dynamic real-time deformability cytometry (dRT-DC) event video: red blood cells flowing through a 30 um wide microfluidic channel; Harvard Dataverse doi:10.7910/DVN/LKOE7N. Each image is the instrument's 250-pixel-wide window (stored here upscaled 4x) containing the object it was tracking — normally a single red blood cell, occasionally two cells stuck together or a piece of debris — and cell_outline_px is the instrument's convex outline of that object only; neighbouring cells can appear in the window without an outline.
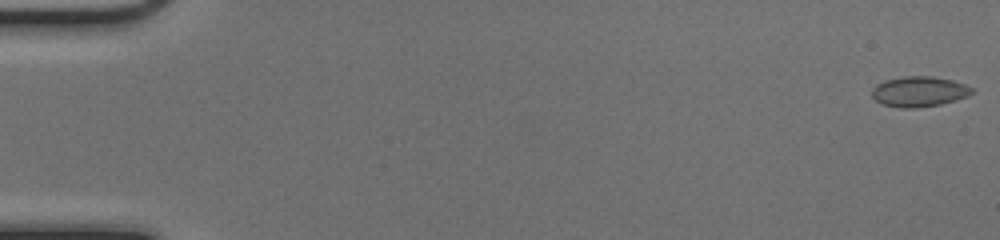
{"species": "common noctule bat (a hibernating species)", "species_latin": "Nyctalus noctula", "temperature_condition": "cold", "stored_images_in_passage": 51, "camera_frame_rate_fps": 3000, "um_per_image_px": 0.085, "animal": {"sex": "female", "body_mass_g": 17.0, "forearm_length_mm": 48.0}, "frame": {"image": 1, "passage_image": 1, "time_ms": 0.0, "image_size_px": [1000, 240], "cell_outline_px": [[972, 92], [968, 96], [956, 100], [940, 104], [916, 108], [900, 108], [884, 104], [876, 100], [872, 96], [872, 88], [876, 84], [884, 80], [904, 76], [932, 76], [952, 80], [964, 84], [972, 88]], "centroid_in_image_um": [78.1, 7.78], "position_along_channel_um": 6.9, "area_um2": 17.63}}
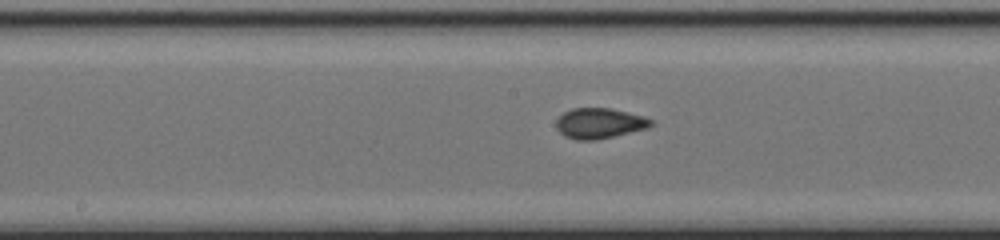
{"frame": {"image": 2, "passage_image": 27, "time_ms": 8.667, "image_size_px": [1000, 240], "cell_outline_px": [[652, 124], [648, 128], [596, 140], [576, 140], [564, 136], [556, 128], [556, 120], [564, 112], [572, 108], [612, 108], [644, 116], [652, 120]], "centroid_in_image_um": [50.94, 10.47], "position_along_channel_um": 197.3, "area_um2": 16.82}}
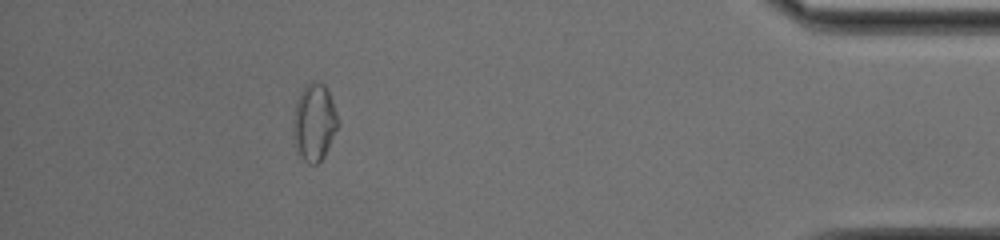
{"frame": {"image": 3, "passage_image": 46, "time_ms": 15.0, "image_size_px": [1000, 240], "cell_outline_px": [[340, 124], [324, 156], [316, 164], [308, 164], [296, 152], [292, 128], [296, 104], [300, 92], [312, 80], [324, 84], [332, 100]], "centroid_in_image_um": [26.71, 10.42], "position_along_channel_um": 408.5, "area_um2": 20.11}, "authors_computed_cell_mechanics": {"area_um2": 16.7042, "velocity_mm_per_s": 4.1508, "shape_relaxation_time_tau1_ms": null, "shape_relaxation_time_tau2_ms": 1.3572, "deformation_change_tau1": null, "deformation_change_tau2": 0.0456}}